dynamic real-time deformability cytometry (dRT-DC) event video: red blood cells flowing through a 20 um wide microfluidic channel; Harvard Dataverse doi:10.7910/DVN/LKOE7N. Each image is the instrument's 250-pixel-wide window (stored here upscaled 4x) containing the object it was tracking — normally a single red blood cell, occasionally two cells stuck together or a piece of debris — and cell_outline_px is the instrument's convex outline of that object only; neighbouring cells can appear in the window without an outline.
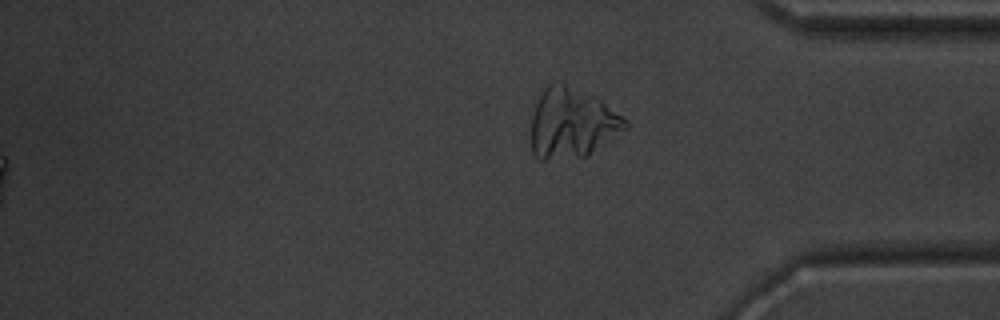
{"species": "common noctule bat (a hibernating species)", "species_latin": "Nyctalus noctula", "temperature_condition": "warm", "stored_images_in_passage": 44, "segment_of_instrument_passage": [2, 2], "camera_frame_rate_fps": 3000, "um_per_image_px": 0.085, "animal": {"sex": "male", "body_mass_g": 20.1, "forearm_length_mm": 53.5}, "frame": {"image": 1, "passage_image": 44, "time_ms": 14.333, "image_size_px": [1000, 320], "cell_outline_px": [[628, 128], [588, 156], [544, 160], [536, 160], [532, 152], [532, 116], [536, 104], [544, 88], [548, 84], [564, 84], [600, 96], [628, 120]], "centroid_in_image_um": [48.67, 10.47], "position_along_channel_um": 386.5, "area_um2": 38.84}}